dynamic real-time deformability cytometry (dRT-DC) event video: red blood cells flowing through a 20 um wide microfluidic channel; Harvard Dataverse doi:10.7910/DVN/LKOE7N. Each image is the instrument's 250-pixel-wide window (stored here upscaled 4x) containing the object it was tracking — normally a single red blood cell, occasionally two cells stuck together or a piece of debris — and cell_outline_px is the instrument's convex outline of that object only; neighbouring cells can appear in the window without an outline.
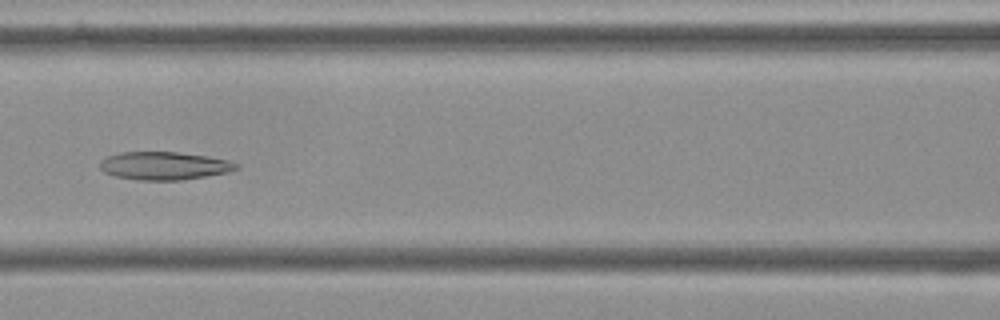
{"species": "Egyptian fruit bat (a non-hibernating species)", "species_latin": "Rousettus aegyptiacus", "temperature_condition": "cold", "stored_images_in_passage": 27, "camera_frame_rate_fps": 3000, "um_per_image_px": 0.085, "frame": {"image": 1, "passage_image": 15, "time_ms": 4.667, "image_size_px": [1000, 320], "cell_outline_px": [[240, 168], [228, 172], [184, 180], [136, 180], [116, 176], [104, 172], [100, 168], [100, 160], [108, 156], [120, 152], [176, 152], [208, 156], [228, 160], [240, 164]], "centroid_in_image_um": [13.98, 14.09], "position_along_channel_um": 152.6, "area_um2": 22.37}}
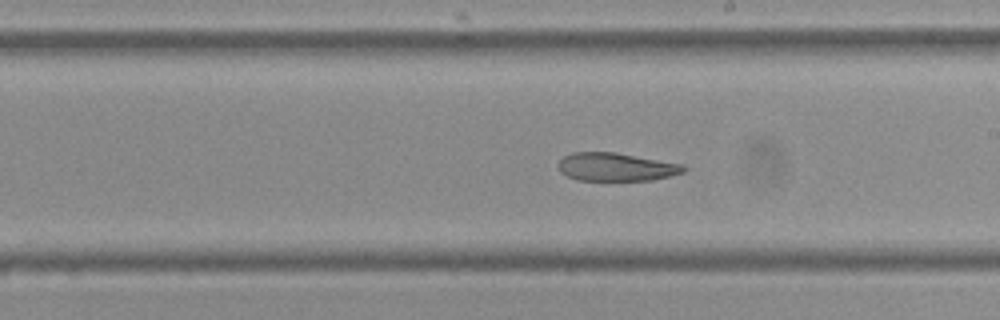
{"frame": {"image": 2, "passage_image": 22, "time_ms": 7.0, "image_size_px": [1000, 320], "cell_outline_px": [[688, 168], [684, 172], [652, 180], [576, 180], [560, 172], [556, 164], [564, 156], [572, 152], [616, 152], [684, 164]], "centroid_in_image_um": [52.36, 14.18], "position_along_channel_um": 236.6, "area_um2": 20.75}}
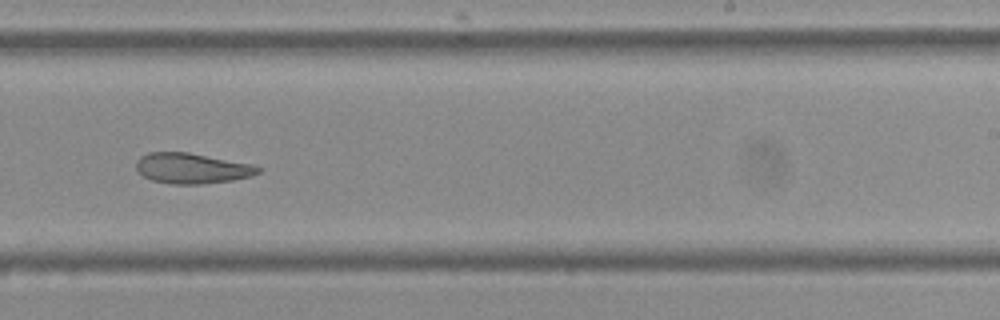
{"frame": {"image": 3, "passage_image": 25, "time_ms": 8.0, "image_size_px": [1000, 320], "cell_outline_px": [[260, 172], [252, 176], [232, 180], [200, 184], [172, 184], [152, 180], [144, 176], [136, 168], [136, 160], [140, 156], [148, 152], [188, 152], [252, 164], [260, 168]], "centroid_in_image_um": [16.3, 14.3], "position_along_channel_um": 272.7, "area_um2": 21.56}}